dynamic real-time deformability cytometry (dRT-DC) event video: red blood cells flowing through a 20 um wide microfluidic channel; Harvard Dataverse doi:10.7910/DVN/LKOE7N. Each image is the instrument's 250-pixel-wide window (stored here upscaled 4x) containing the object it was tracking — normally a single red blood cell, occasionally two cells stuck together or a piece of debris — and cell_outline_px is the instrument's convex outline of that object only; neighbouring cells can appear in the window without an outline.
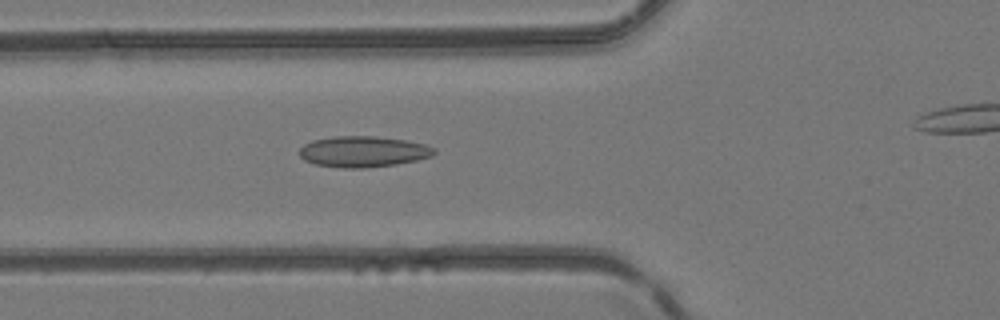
{"species": "common noctule bat (a hibernating species)", "species_latin": "Nyctalus noctula", "temperature_condition": "room temperature", "stored_images_in_passage": 27, "camera_frame_rate_fps": 3000, "um_per_image_px": 0.085, "animal": {"sex": "female", "body_mass_g": 24.6, "forearm_length_mm": 56.2}, "frame": {"image": 1, "passage_image": 3, "time_ms": 0.667, "image_size_px": [1000, 320], "cell_outline_px": [[436, 152], [432, 156], [416, 160], [396, 164], [364, 168], [344, 168], [316, 164], [304, 160], [300, 156], [300, 148], [304, 144], [312, 140], [336, 136], [372, 136], [404, 140], [424, 144], [436, 148]], "centroid_in_image_um": [30.87, 12.89], "position_along_channel_um": 94.9, "area_um2": 24.16}}
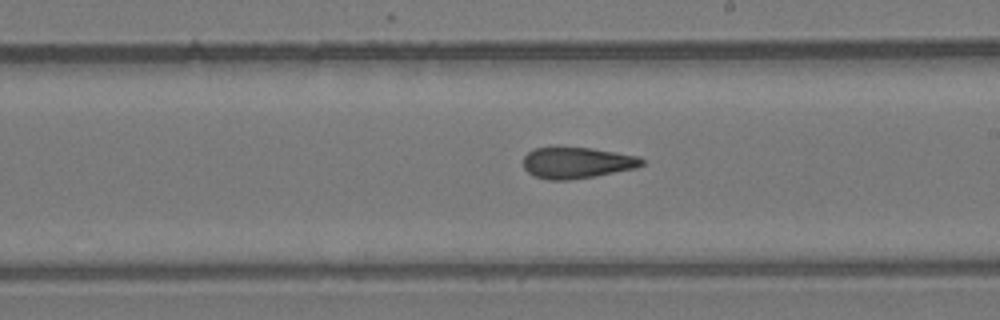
{"frame": {"image": 2, "passage_image": 13, "time_ms": 4.0, "image_size_px": [1000, 320], "cell_outline_px": [[644, 164], [636, 168], [596, 176], [568, 180], [548, 180], [532, 176], [524, 168], [524, 156], [532, 148], [588, 148], [616, 152], [640, 156], [644, 160]], "centroid_in_image_um": [49.04, 13.85], "position_along_channel_um": 240.0, "area_um2": 21.56}}
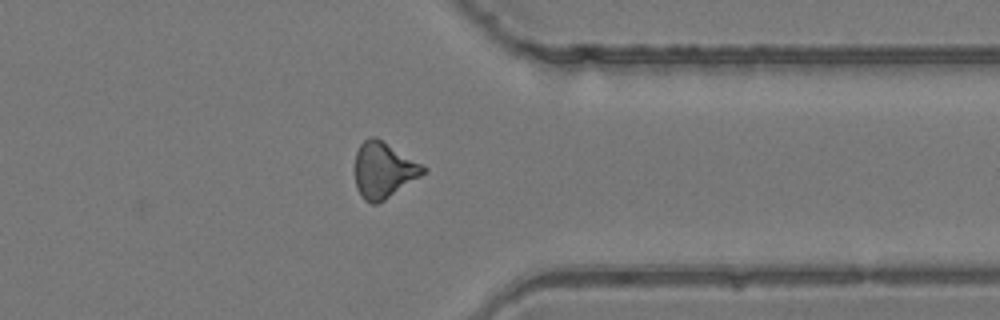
{"frame": {"image": 3, "passage_image": 23, "time_ms": 7.333, "image_size_px": [1000, 320], "cell_outline_px": [[428, 172], [384, 200], [376, 204], [372, 204], [364, 200], [356, 188], [356, 152], [360, 144], [364, 140], [372, 136], [376, 136], [424, 164], [428, 168]], "centroid_in_image_um": [32.65, 14.44], "position_along_channel_um": 378.7, "area_um2": 22.48}}